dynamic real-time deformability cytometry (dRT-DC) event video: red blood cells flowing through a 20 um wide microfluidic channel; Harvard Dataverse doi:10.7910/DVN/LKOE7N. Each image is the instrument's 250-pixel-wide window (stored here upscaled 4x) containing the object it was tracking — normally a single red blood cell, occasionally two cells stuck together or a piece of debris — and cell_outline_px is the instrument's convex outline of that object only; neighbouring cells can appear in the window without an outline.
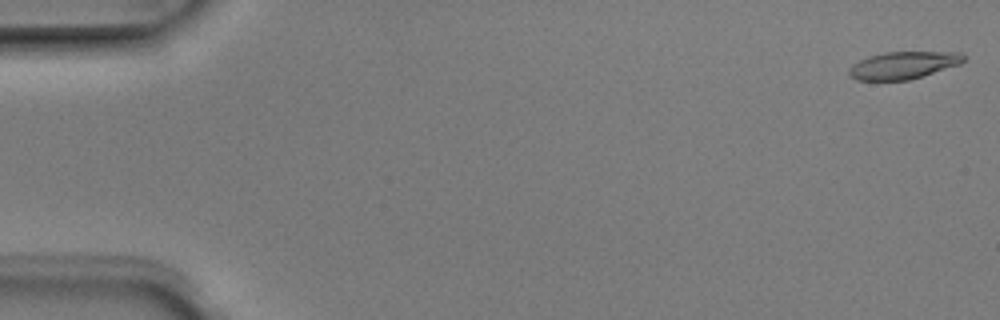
{"species": "Egyptian fruit bat (a non-hibernating species)", "species_latin": "Rousettus aegyptiacus", "temperature_condition": "room temperature", "stored_images_in_passage": 5, "camera_frame_rate_fps": 3000, "um_per_image_px": 0.085, "animal": {"sex": "male"}, "frame": {"image": 1, "passage_image": 1, "time_ms": 0.0, "image_size_px": [1000, 320], "cell_outline_px": [[968, 56], [960, 64], [908, 80], [856, 80], [848, 76], [848, 68], [852, 64], [868, 56], [884, 52], [960, 52]], "centroid_in_image_um": [76.75, 5.54], "position_along_channel_um": 8.2, "area_um2": 18.32}}
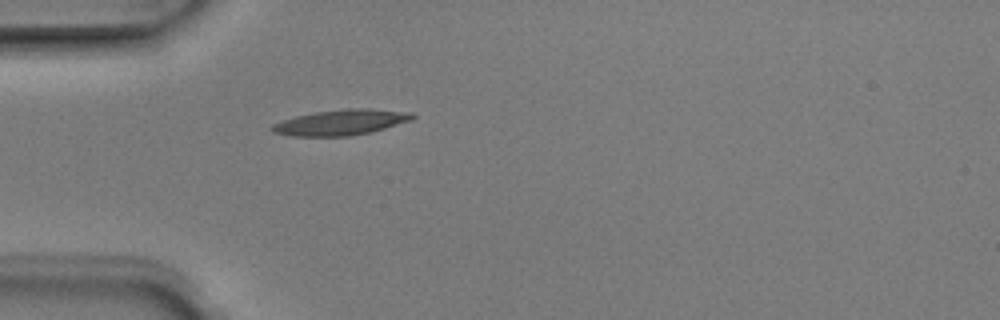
{"frame": {"image": 2, "passage_image": 5, "time_ms": 1.333, "image_size_px": [1000, 320], "cell_outline_px": [[416, 116], [412, 120], [384, 128], [368, 132], [348, 136], [292, 136], [272, 132], [268, 128], [272, 124], [296, 116], [316, 112], [348, 108], [368, 108], [412, 112]], "centroid_in_image_um": [28.97, 10.39], "position_along_channel_um": 56.0, "area_um2": 20.81}}